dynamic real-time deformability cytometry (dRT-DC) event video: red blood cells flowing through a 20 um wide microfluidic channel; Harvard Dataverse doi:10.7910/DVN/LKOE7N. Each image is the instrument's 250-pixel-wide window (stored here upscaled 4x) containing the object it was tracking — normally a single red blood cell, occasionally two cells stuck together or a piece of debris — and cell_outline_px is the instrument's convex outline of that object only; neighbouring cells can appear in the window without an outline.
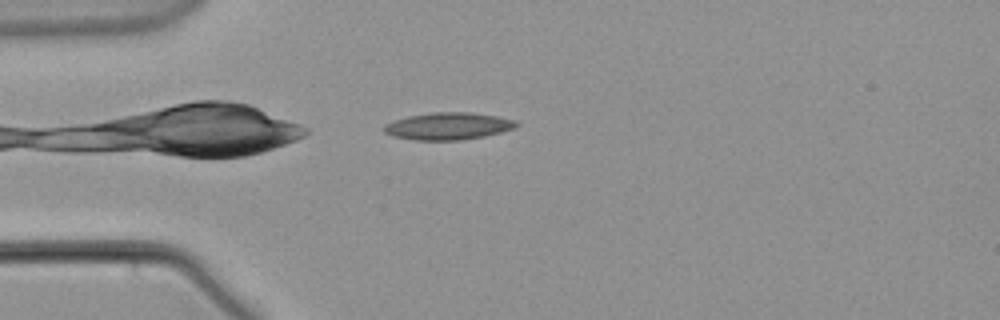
{"species": "common noctule bat (a hibernating species)", "species_latin": "Nyctalus noctula", "temperature_condition": "warm", "stored_images_in_passage": 42, "camera_frame_rate_fps": 3000, "um_per_image_px": 0.085, "animal": {"sex": "male", "body_mass_g": 21.5, "forearm_length_mm": 52.0}, "frame": {"image": 1, "passage_image": 1, "time_ms": 0.0, "image_size_px": [1000, 320], "cell_outline_px": [[520, 124], [512, 128], [500, 132], [484, 136], [464, 140], [412, 140], [392, 136], [384, 132], [384, 124], [392, 120], [408, 116], [432, 112], [468, 112], [496, 116], [516, 120]], "centroid_in_image_um": [38.05, 10.72], "position_along_channel_um": 47.0, "area_um2": 21.04}}
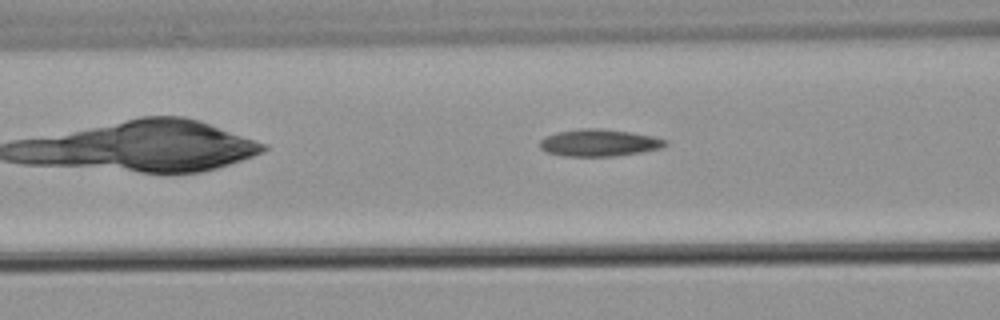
{"frame": {"image": 2, "passage_image": 8, "time_ms": 2.333, "image_size_px": [1000, 320], "cell_outline_px": [[668, 144], [660, 148], [640, 152], [612, 156], [564, 156], [548, 152], [540, 148], [540, 140], [544, 136], [556, 132], [580, 128], [600, 128], [628, 132], [652, 136], [668, 140]], "centroid_in_image_um": [50.89, 12.13], "position_along_channel_um": 115.7, "area_um2": 19.71}}
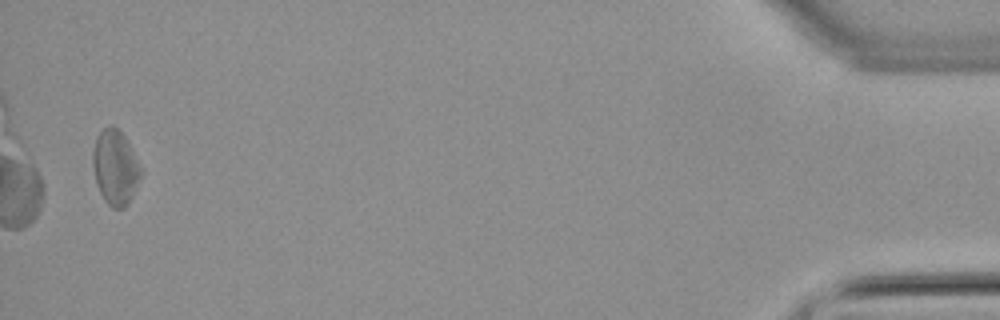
{"frame": {"image": 3, "passage_image": 41, "time_ms": 13.333, "image_size_px": [1000, 320], "cell_outline_px": [[144, 172], [128, 204], [124, 208], [112, 208], [104, 200], [100, 192], [96, 180], [92, 164], [92, 152], [96, 136], [104, 128], [112, 124], [124, 136]], "centroid_in_image_um": [9.8, 14.24], "position_along_channel_um": 425.4, "area_um2": 20.92}}